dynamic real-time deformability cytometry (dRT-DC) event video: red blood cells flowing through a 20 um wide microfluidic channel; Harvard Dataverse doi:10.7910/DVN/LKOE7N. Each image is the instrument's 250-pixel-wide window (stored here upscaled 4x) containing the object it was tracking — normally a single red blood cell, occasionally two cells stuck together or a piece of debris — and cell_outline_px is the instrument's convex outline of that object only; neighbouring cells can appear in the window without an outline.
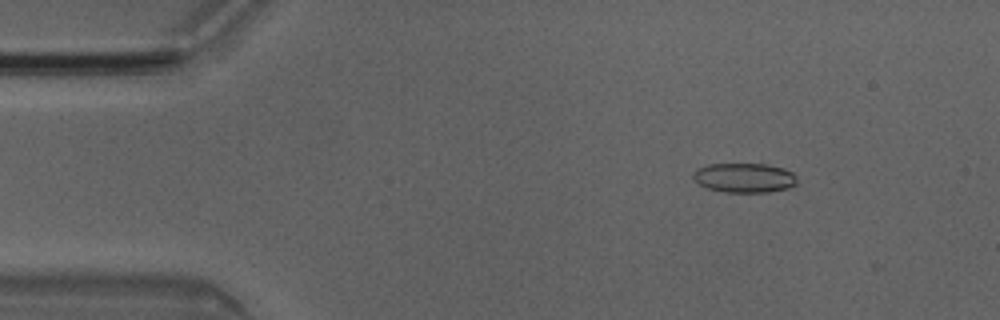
{"species": "Egyptian fruit bat (a non-hibernating species)", "species_latin": "Rousettus aegyptiacus", "temperature_condition": "room temperature", "stored_images_in_passage": 3, "camera_frame_rate_fps": 3000, "um_per_image_px": 0.085, "animal": {"sex": "male"}, "frame": {"image": 1, "passage_image": 2, "time_ms": 0.333, "image_size_px": [1000, 320], "cell_outline_px": [[796, 184], [788, 188], [768, 192], [724, 192], [708, 188], [700, 184], [692, 176], [692, 172], [696, 168], [708, 164], [768, 164], [784, 168], [792, 172], [796, 176]], "centroid_in_image_um": [63.27, 15.1], "position_along_channel_um": 21.7, "area_um2": 17.92}}